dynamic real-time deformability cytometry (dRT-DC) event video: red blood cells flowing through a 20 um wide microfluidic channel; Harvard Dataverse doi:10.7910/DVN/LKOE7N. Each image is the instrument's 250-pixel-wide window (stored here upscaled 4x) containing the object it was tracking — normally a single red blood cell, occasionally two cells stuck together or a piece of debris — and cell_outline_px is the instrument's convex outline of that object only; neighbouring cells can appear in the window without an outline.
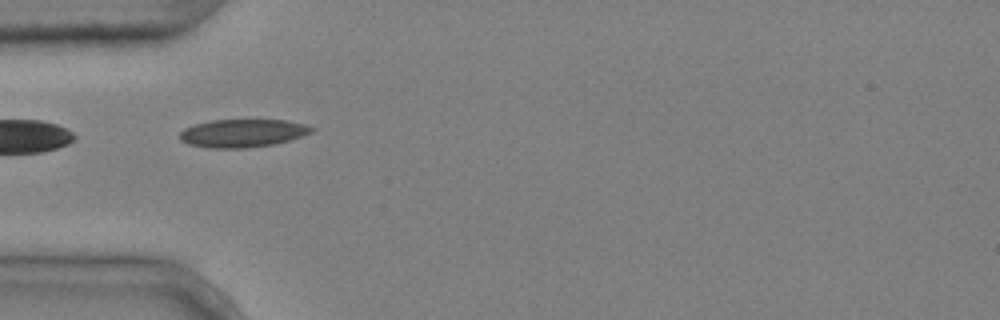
{"species": "common noctule bat (a hibernating species)", "species_latin": "Nyctalus noctula", "temperature_condition": "cold", "stored_images_in_passage": 2, "camera_frame_rate_fps": 3000, "um_per_image_px": 0.085, "animal": {"sex": "male", "body_mass_g": 20.4}, "frame": {"image": 1, "passage_image": 1, "time_ms": 0.0, "image_size_px": [1000, 320], "cell_outline_px": [[316, 128], [312, 132], [276, 144], [248, 148], [208, 148], [188, 144], [180, 140], [180, 132], [184, 128], [196, 124], [212, 120], [288, 120], [304, 124]], "centroid_in_image_um": [20.62, 11.32], "position_along_channel_um": 64.4, "area_um2": 21.56}}